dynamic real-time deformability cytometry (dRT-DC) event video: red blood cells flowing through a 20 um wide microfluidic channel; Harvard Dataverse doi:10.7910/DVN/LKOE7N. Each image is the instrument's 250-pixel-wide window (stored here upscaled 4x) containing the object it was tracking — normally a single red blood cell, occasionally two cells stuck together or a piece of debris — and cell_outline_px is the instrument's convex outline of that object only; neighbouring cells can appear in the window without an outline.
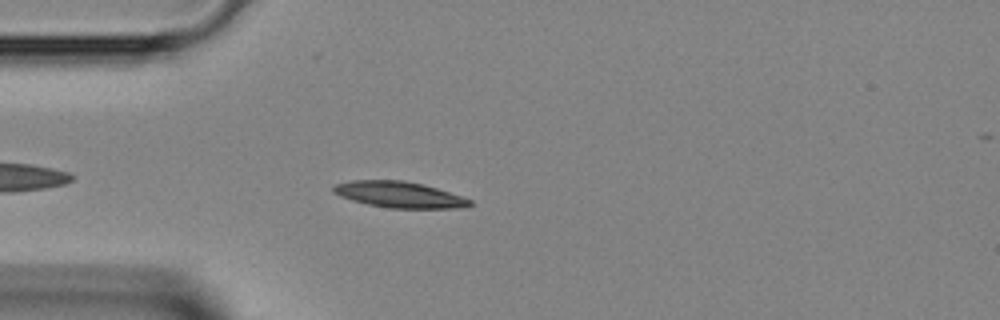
{"species": "Egyptian fruit bat (a non-hibernating species)", "species_latin": "Rousettus aegyptiacus", "temperature_condition": "room temperature", "stored_images_in_passage": 35, "camera_frame_rate_fps": 3000, "um_per_image_px": 0.085, "animal": {"sex": "female"}, "frame": {"image": 1, "passage_image": 4, "time_ms": 1.0, "image_size_px": [1000, 320], "cell_outline_px": [[472, 204], [468, 208], [388, 208], [368, 204], [352, 200], [340, 196], [332, 192], [332, 188], [336, 184], [352, 180], [404, 180], [424, 184], [472, 200]], "centroid_in_image_um": [33.94, 16.54], "position_along_channel_um": 51.1, "area_um2": 20.75}}
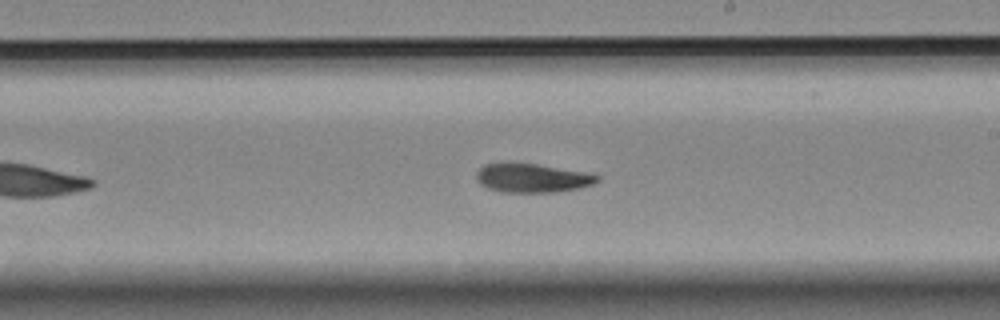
{"frame": {"image": 2, "passage_image": 17, "time_ms": 5.333, "image_size_px": [1000, 320], "cell_outline_px": [[600, 180], [592, 184], [580, 188], [556, 192], [504, 192], [488, 188], [480, 184], [476, 180], [476, 172], [484, 164], [536, 164], [584, 172], [600, 176]], "centroid_in_image_um": [45.24, 15.15], "position_along_channel_um": 243.8, "area_um2": 20.0}}
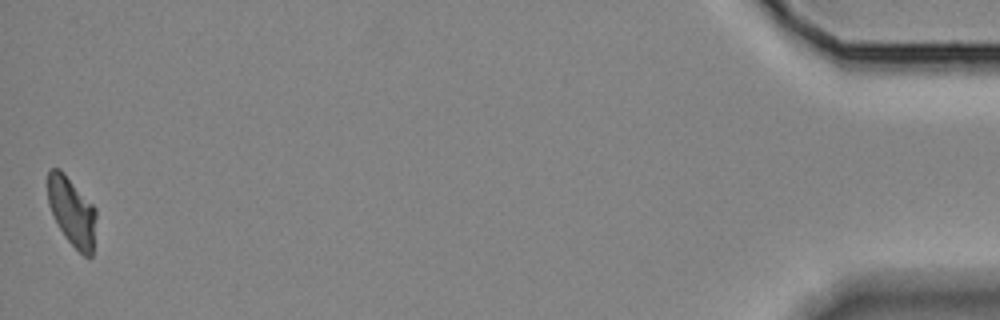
{"frame": {"image": 3, "passage_image": 35, "time_ms": 11.333, "image_size_px": [1000, 320], "cell_outline_px": [[96, 216], [92, 256], [84, 256], [64, 236], [48, 204], [48, 172], [52, 168], [60, 168], [64, 172], [96, 208]], "centroid_in_image_um": [6.12, 17.95], "position_along_channel_um": 429.1, "area_um2": 19.13}}